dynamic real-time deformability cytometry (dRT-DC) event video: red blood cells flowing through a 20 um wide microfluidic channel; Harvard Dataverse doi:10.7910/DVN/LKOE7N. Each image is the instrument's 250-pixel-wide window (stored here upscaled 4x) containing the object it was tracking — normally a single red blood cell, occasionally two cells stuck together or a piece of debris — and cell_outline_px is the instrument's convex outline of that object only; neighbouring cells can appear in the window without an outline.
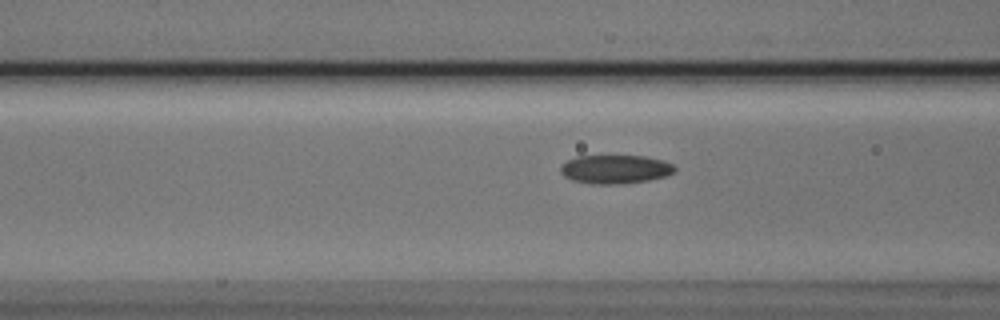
{"species": "Egyptian fruit bat (a non-hibernating species)", "species_latin": "Rousettus aegyptiacus", "temperature_condition": "cold", "stored_images_in_passage": 32, "camera_frame_rate_fps": 3000, "um_per_image_px": 0.085, "animal": {"sex": "male"}, "frame": {"image": 1, "passage_image": 4, "time_ms": 1.0, "image_size_px": [1000, 320], "cell_outline_px": [[676, 172], [664, 176], [648, 180], [616, 184], [592, 184], [572, 180], [564, 176], [560, 172], [560, 164], [576, 156], [644, 156], [664, 160], [672, 164], [676, 168]], "centroid_in_image_um": [52.28, 14.38], "position_along_channel_um": 114.3, "area_um2": 19.13}}
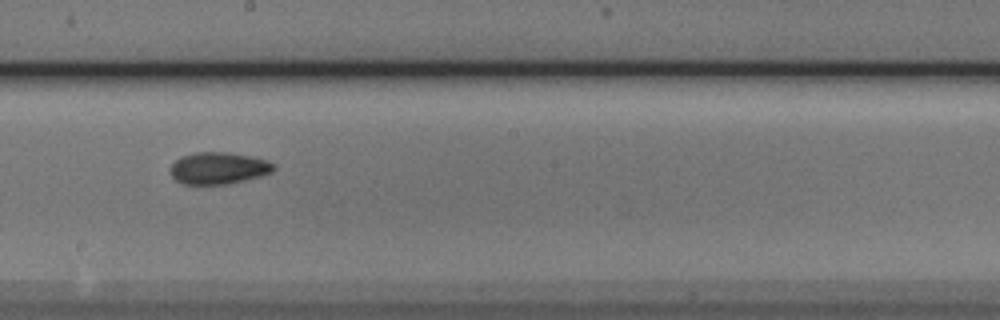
{"frame": {"image": 2, "passage_image": 13, "time_ms": 4.0, "image_size_px": [1000, 320], "cell_outline_px": [[276, 168], [272, 172], [260, 176], [228, 184], [184, 184], [176, 180], [172, 176], [172, 164], [180, 156], [196, 152], [232, 152], [252, 156], [264, 160], [272, 164]], "centroid_in_image_um": [18.57, 14.28], "position_along_channel_um": 229.6, "area_um2": 19.07}}
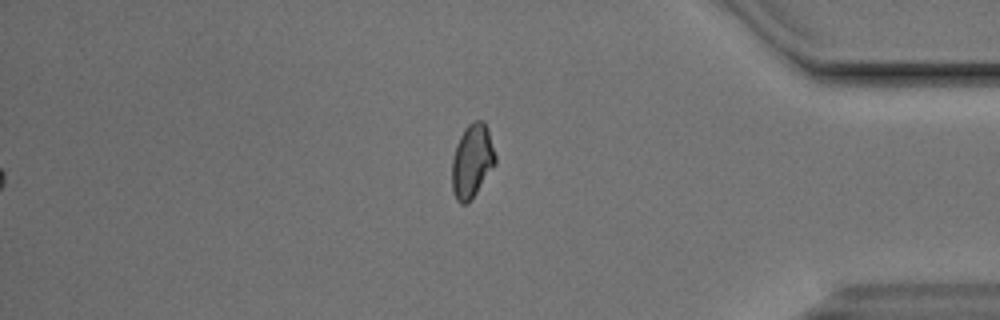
{"frame": {"image": 3, "passage_image": 28, "time_ms": 9.0, "image_size_px": [1000, 320], "cell_outline_px": [[496, 164], [468, 204], [460, 204], [456, 200], [452, 188], [452, 160], [456, 144], [464, 128], [468, 124], [476, 120], [484, 120], [488, 128], [496, 156]], "centroid_in_image_um": [40.13, 13.68], "position_along_channel_um": 395.1, "area_um2": 18.79}}